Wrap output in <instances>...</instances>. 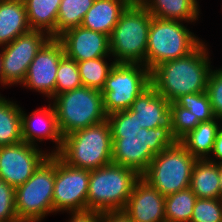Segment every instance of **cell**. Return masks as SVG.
Instances as JSON below:
<instances>
[{
  "instance_id": "37",
  "label": "cell",
  "mask_w": 222,
  "mask_h": 222,
  "mask_svg": "<svg viewBox=\"0 0 222 222\" xmlns=\"http://www.w3.org/2000/svg\"><path fill=\"white\" fill-rule=\"evenodd\" d=\"M101 222H133L124 209L101 212Z\"/></svg>"
},
{
  "instance_id": "11",
  "label": "cell",
  "mask_w": 222,
  "mask_h": 222,
  "mask_svg": "<svg viewBox=\"0 0 222 222\" xmlns=\"http://www.w3.org/2000/svg\"><path fill=\"white\" fill-rule=\"evenodd\" d=\"M90 170L68 165L55 154L53 213L87 210Z\"/></svg>"
},
{
  "instance_id": "18",
  "label": "cell",
  "mask_w": 222,
  "mask_h": 222,
  "mask_svg": "<svg viewBox=\"0 0 222 222\" xmlns=\"http://www.w3.org/2000/svg\"><path fill=\"white\" fill-rule=\"evenodd\" d=\"M170 102L150 85L132 103L131 110L141 128L151 129L169 124Z\"/></svg>"
},
{
  "instance_id": "29",
  "label": "cell",
  "mask_w": 222,
  "mask_h": 222,
  "mask_svg": "<svg viewBox=\"0 0 222 222\" xmlns=\"http://www.w3.org/2000/svg\"><path fill=\"white\" fill-rule=\"evenodd\" d=\"M83 86L77 62L64 54L56 73L55 96Z\"/></svg>"
},
{
  "instance_id": "40",
  "label": "cell",
  "mask_w": 222,
  "mask_h": 222,
  "mask_svg": "<svg viewBox=\"0 0 222 222\" xmlns=\"http://www.w3.org/2000/svg\"><path fill=\"white\" fill-rule=\"evenodd\" d=\"M0 83L3 85V66H2V59L0 54Z\"/></svg>"
},
{
  "instance_id": "21",
  "label": "cell",
  "mask_w": 222,
  "mask_h": 222,
  "mask_svg": "<svg viewBox=\"0 0 222 222\" xmlns=\"http://www.w3.org/2000/svg\"><path fill=\"white\" fill-rule=\"evenodd\" d=\"M152 15L160 19L194 22L198 20L197 0H138Z\"/></svg>"
},
{
  "instance_id": "28",
  "label": "cell",
  "mask_w": 222,
  "mask_h": 222,
  "mask_svg": "<svg viewBox=\"0 0 222 222\" xmlns=\"http://www.w3.org/2000/svg\"><path fill=\"white\" fill-rule=\"evenodd\" d=\"M105 58L107 57L77 62L83 86L99 91L103 89L111 69L116 64L115 61L109 64Z\"/></svg>"
},
{
  "instance_id": "4",
  "label": "cell",
  "mask_w": 222,
  "mask_h": 222,
  "mask_svg": "<svg viewBox=\"0 0 222 222\" xmlns=\"http://www.w3.org/2000/svg\"><path fill=\"white\" fill-rule=\"evenodd\" d=\"M140 177L132 168L115 163L91 170L87 210L105 212L124 209Z\"/></svg>"
},
{
  "instance_id": "17",
  "label": "cell",
  "mask_w": 222,
  "mask_h": 222,
  "mask_svg": "<svg viewBox=\"0 0 222 222\" xmlns=\"http://www.w3.org/2000/svg\"><path fill=\"white\" fill-rule=\"evenodd\" d=\"M21 108V127L23 141L34 146H38L37 141L42 142L45 139L52 140L57 145L55 150L49 155L58 154L61 150L63 137L60 133L56 113L51 103L48 107L39 108L30 115L24 113ZM36 144V145H35Z\"/></svg>"
},
{
  "instance_id": "6",
  "label": "cell",
  "mask_w": 222,
  "mask_h": 222,
  "mask_svg": "<svg viewBox=\"0 0 222 222\" xmlns=\"http://www.w3.org/2000/svg\"><path fill=\"white\" fill-rule=\"evenodd\" d=\"M189 30L181 21L152 17L144 63L150 72L164 62L188 55L203 42Z\"/></svg>"
},
{
  "instance_id": "24",
  "label": "cell",
  "mask_w": 222,
  "mask_h": 222,
  "mask_svg": "<svg viewBox=\"0 0 222 222\" xmlns=\"http://www.w3.org/2000/svg\"><path fill=\"white\" fill-rule=\"evenodd\" d=\"M215 118L208 122H200L194 130L188 132L179 142L196 159H207L211 156L213 145L219 127V121Z\"/></svg>"
},
{
  "instance_id": "13",
  "label": "cell",
  "mask_w": 222,
  "mask_h": 222,
  "mask_svg": "<svg viewBox=\"0 0 222 222\" xmlns=\"http://www.w3.org/2000/svg\"><path fill=\"white\" fill-rule=\"evenodd\" d=\"M47 153L24 141L0 146V178L14 188L24 184L49 156Z\"/></svg>"
},
{
  "instance_id": "39",
  "label": "cell",
  "mask_w": 222,
  "mask_h": 222,
  "mask_svg": "<svg viewBox=\"0 0 222 222\" xmlns=\"http://www.w3.org/2000/svg\"><path fill=\"white\" fill-rule=\"evenodd\" d=\"M219 179H220V191L222 199V163H219Z\"/></svg>"
},
{
  "instance_id": "23",
  "label": "cell",
  "mask_w": 222,
  "mask_h": 222,
  "mask_svg": "<svg viewBox=\"0 0 222 222\" xmlns=\"http://www.w3.org/2000/svg\"><path fill=\"white\" fill-rule=\"evenodd\" d=\"M62 0H23L31 30L43 31L56 38V22Z\"/></svg>"
},
{
  "instance_id": "27",
  "label": "cell",
  "mask_w": 222,
  "mask_h": 222,
  "mask_svg": "<svg viewBox=\"0 0 222 222\" xmlns=\"http://www.w3.org/2000/svg\"><path fill=\"white\" fill-rule=\"evenodd\" d=\"M196 200L190 188L165 196L166 222H190Z\"/></svg>"
},
{
  "instance_id": "12",
  "label": "cell",
  "mask_w": 222,
  "mask_h": 222,
  "mask_svg": "<svg viewBox=\"0 0 222 222\" xmlns=\"http://www.w3.org/2000/svg\"><path fill=\"white\" fill-rule=\"evenodd\" d=\"M50 38L43 31L30 30L11 43L1 46L3 86L21 85L24 82L30 63Z\"/></svg>"
},
{
  "instance_id": "10",
  "label": "cell",
  "mask_w": 222,
  "mask_h": 222,
  "mask_svg": "<svg viewBox=\"0 0 222 222\" xmlns=\"http://www.w3.org/2000/svg\"><path fill=\"white\" fill-rule=\"evenodd\" d=\"M150 85L151 72L144 64L116 63L101 90L106 115L130 109Z\"/></svg>"
},
{
  "instance_id": "2",
  "label": "cell",
  "mask_w": 222,
  "mask_h": 222,
  "mask_svg": "<svg viewBox=\"0 0 222 222\" xmlns=\"http://www.w3.org/2000/svg\"><path fill=\"white\" fill-rule=\"evenodd\" d=\"M152 15L133 0L121 13L110 40V54L116 63L144 64Z\"/></svg>"
},
{
  "instance_id": "9",
  "label": "cell",
  "mask_w": 222,
  "mask_h": 222,
  "mask_svg": "<svg viewBox=\"0 0 222 222\" xmlns=\"http://www.w3.org/2000/svg\"><path fill=\"white\" fill-rule=\"evenodd\" d=\"M197 159L177 141L156 154L141 175L163 196L190 188L192 170Z\"/></svg>"
},
{
  "instance_id": "20",
  "label": "cell",
  "mask_w": 222,
  "mask_h": 222,
  "mask_svg": "<svg viewBox=\"0 0 222 222\" xmlns=\"http://www.w3.org/2000/svg\"><path fill=\"white\" fill-rule=\"evenodd\" d=\"M30 30L23 0L0 1V47Z\"/></svg>"
},
{
  "instance_id": "22",
  "label": "cell",
  "mask_w": 222,
  "mask_h": 222,
  "mask_svg": "<svg viewBox=\"0 0 222 222\" xmlns=\"http://www.w3.org/2000/svg\"><path fill=\"white\" fill-rule=\"evenodd\" d=\"M190 189L197 198H221L219 163L197 159L192 170Z\"/></svg>"
},
{
  "instance_id": "8",
  "label": "cell",
  "mask_w": 222,
  "mask_h": 222,
  "mask_svg": "<svg viewBox=\"0 0 222 222\" xmlns=\"http://www.w3.org/2000/svg\"><path fill=\"white\" fill-rule=\"evenodd\" d=\"M55 154L49 155L22 185L15 188V209L19 222H41L53 213Z\"/></svg>"
},
{
  "instance_id": "15",
  "label": "cell",
  "mask_w": 222,
  "mask_h": 222,
  "mask_svg": "<svg viewBox=\"0 0 222 222\" xmlns=\"http://www.w3.org/2000/svg\"><path fill=\"white\" fill-rule=\"evenodd\" d=\"M58 39L65 54L76 62L111 56L109 36L101 32L78 26L65 31Z\"/></svg>"
},
{
  "instance_id": "25",
  "label": "cell",
  "mask_w": 222,
  "mask_h": 222,
  "mask_svg": "<svg viewBox=\"0 0 222 222\" xmlns=\"http://www.w3.org/2000/svg\"><path fill=\"white\" fill-rule=\"evenodd\" d=\"M22 141L21 107L0 94V146Z\"/></svg>"
},
{
  "instance_id": "38",
  "label": "cell",
  "mask_w": 222,
  "mask_h": 222,
  "mask_svg": "<svg viewBox=\"0 0 222 222\" xmlns=\"http://www.w3.org/2000/svg\"><path fill=\"white\" fill-rule=\"evenodd\" d=\"M212 153L216 157V159L219 160L217 161L215 158L213 159L212 157H208L207 160L214 163H222V127H219L218 129L211 154Z\"/></svg>"
},
{
  "instance_id": "26",
  "label": "cell",
  "mask_w": 222,
  "mask_h": 222,
  "mask_svg": "<svg viewBox=\"0 0 222 222\" xmlns=\"http://www.w3.org/2000/svg\"><path fill=\"white\" fill-rule=\"evenodd\" d=\"M95 0H62L56 22V38L65 31L81 26L85 14Z\"/></svg>"
},
{
  "instance_id": "19",
  "label": "cell",
  "mask_w": 222,
  "mask_h": 222,
  "mask_svg": "<svg viewBox=\"0 0 222 222\" xmlns=\"http://www.w3.org/2000/svg\"><path fill=\"white\" fill-rule=\"evenodd\" d=\"M133 0H95L81 26L110 37L121 13Z\"/></svg>"
},
{
  "instance_id": "16",
  "label": "cell",
  "mask_w": 222,
  "mask_h": 222,
  "mask_svg": "<svg viewBox=\"0 0 222 222\" xmlns=\"http://www.w3.org/2000/svg\"><path fill=\"white\" fill-rule=\"evenodd\" d=\"M165 196L140 177L134 184L124 210L133 222H166Z\"/></svg>"
},
{
  "instance_id": "33",
  "label": "cell",
  "mask_w": 222,
  "mask_h": 222,
  "mask_svg": "<svg viewBox=\"0 0 222 222\" xmlns=\"http://www.w3.org/2000/svg\"><path fill=\"white\" fill-rule=\"evenodd\" d=\"M190 222H222V199L197 198Z\"/></svg>"
},
{
  "instance_id": "32",
  "label": "cell",
  "mask_w": 222,
  "mask_h": 222,
  "mask_svg": "<svg viewBox=\"0 0 222 222\" xmlns=\"http://www.w3.org/2000/svg\"><path fill=\"white\" fill-rule=\"evenodd\" d=\"M107 121L112 138L136 136L141 129L136 120V113L131 109L109 114Z\"/></svg>"
},
{
  "instance_id": "1",
  "label": "cell",
  "mask_w": 222,
  "mask_h": 222,
  "mask_svg": "<svg viewBox=\"0 0 222 222\" xmlns=\"http://www.w3.org/2000/svg\"><path fill=\"white\" fill-rule=\"evenodd\" d=\"M206 46L202 42L188 55L156 66L151 71V85L170 103L186 94L206 92L212 68Z\"/></svg>"
},
{
  "instance_id": "14",
  "label": "cell",
  "mask_w": 222,
  "mask_h": 222,
  "mask_svg": "<svg viewBox=\"0 0 222 222\" xmlns=\"http://www.w3.org/2000/svg\"><path fill=\"white\" fill-rule=\"evenodd\" d=\"M64 54L61 41L58 38H50L30 63L22 85L44 94L51 100L55 96L58 65Z\"/></svg>"
},
{
  "instance_id": "3",
  "label": "cell",
  "mask_w": 222,
  "mask_h": 222,
  "mask_svg": "<svg viewBox=\"0 0 222 222\" xmlns=\"http://www.w3.org/2000/svg\"><path fill=\"white\" fill-rule=\"evenodd\" d=\"M112 136L107 120L63 137L58 156L68 165L95 170L112 163Z\"/></svg>"
},
{
  "instance_id": "7",
  "label": "cell",
  "mask_w": 222,
  "mask_h": 222,
  "mask_svg": "<svg viewBox=\"0 0 222 222\" xmlns=\"http://www.w3.org/2000/svg\"><path fill=\"white\" fill-rule=\"evenodd\" d=\"M112 163L135 170L140 176L156 154L173 146L177 140L170 125L141 128L136 136L112 138Z\"/></svg>"
},
{
  "instance_id": "34",
  "label": "cell",
  "mask_w": 222,
  "mask_h": 222,
  "mask_svg": "<svg viewBox=\"0 0 222 222\" xmlns=\"http://www.w3.org/2000/svg\"><path fill=\"white\" fill-rule=\"evenodd\" d=\"M206 93L215 117L222 119V67L216 70L211 69Z\"/></svg>"
},
{
  "instance_id": "31",
  "label": "cell",
  "mask_w": 222,
  "mask_h": 222,
  "mask_svg": "<svg viewBox=\"0 0 222 222\" xmlns=\"http://www.w3.org/2000/svg\"><path fill=\"white\" fill-rule=\"evenodd\" d=\"M175 103L192 112L193 116L197 117L200 122H208L216 118L206 92L183 95Z\"/></svg>"
},
{
  "instance_id": "30",
  "label": "cell",
  "mask_w": 222,
  "mask_h": 222,
  "mask_svg": "<svg viewBox=\"0 0 222 222\" xmlns=\"http://www.w3.org/2000/svg\"><path fill=\"white\" fill-rule=\"evenodd\" d=\"M199 123L198 118L194 117L188 109L178 106L175 102L170 103L169 124L171 133L177 141L194 130Z\"/></svg>"
},
{
  "instance_id": "36",
  "label": "cell",
  "mask_w": 222,
  "mask_h": 222,
  "mask_svg": "<svg viewBox=\"0 0 222 222\" xmlns=\"http://www.w3.org/2000/svg\"><path fill=\"white\" fill-rule=\"evenodd\" d=\"M71 219L68 222H101V212L86 210L70 212Z\"/></svg>"
},
{
  "instance_id": "5",
  "label": "cell",
  "mask_w": 222,
  "mask_h": 222,
  "mask_svg": "<svg viewBox=\"0 0 222 222\" xmlns=\"http://www.w3.org/2000/svg\"><path fill=\"white\" fill-rule=\"evenodd\" d=\"M62 137L107 120L101 91L86 86L52 98Z\"/></svg>"
},
{
  "instance_id": "35",
  "label": "cell",
  "mask_w": 222,
  "mask_h": 222,
  "mask_svg": "<svg viewBox=\"0 0 222 222\" xmlns=\"http://www.w3.org/2000/svg\"><path fill=\"white\" fill-rule=\"evenodd\" d=\"M0 221L19 222L15 209V188L0 178Z\"/></svg>"
}]
</instances>
